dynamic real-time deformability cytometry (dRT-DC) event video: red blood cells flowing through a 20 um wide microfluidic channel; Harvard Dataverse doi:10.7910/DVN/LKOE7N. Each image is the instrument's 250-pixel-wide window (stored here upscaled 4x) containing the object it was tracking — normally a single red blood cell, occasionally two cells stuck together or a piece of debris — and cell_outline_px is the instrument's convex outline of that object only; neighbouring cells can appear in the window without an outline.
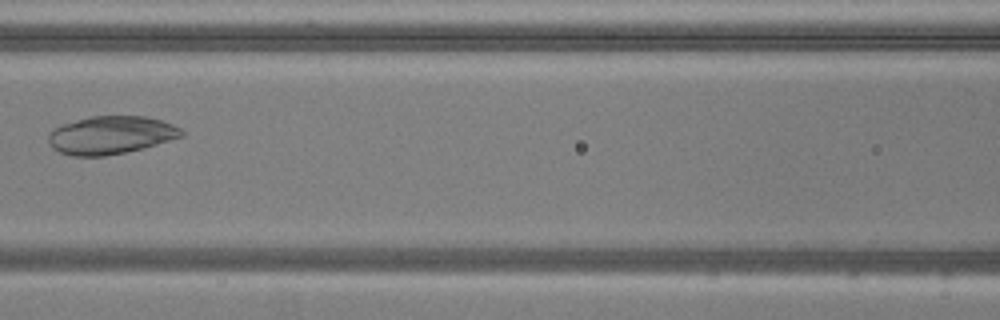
{"species": "common noctule bat (a hibernating species)", "species_latin": "Nyctalus noctula", "temperature_condition": "warm", "stored_images_in_passage": 7, "camera_frame_rate_fps": 3000, "um_per_image_px": 0.085, "animal": {"sex": "male", "body_mass_g": 20.5, "forearm_length_mm": 52.5}, "frame": {"image": 1, "passage_image": 6, "time_ms": 1.667, "image_size_px": [1000, 320], "cell_outline_px": [[184, 136], [156, 144], [124, 152], [104, 156], [72, 156], [60, 152], [52, 148], [48, 144], [48, 136], [52, 128], [60, 124], [88, 116], [144, 116], [164, 120], [180, 128], [184, 132]], "centroid_in_image_um": [9.38, 11.47], "position_along_channel_um": 157.2, "area_um2": 29.65}}
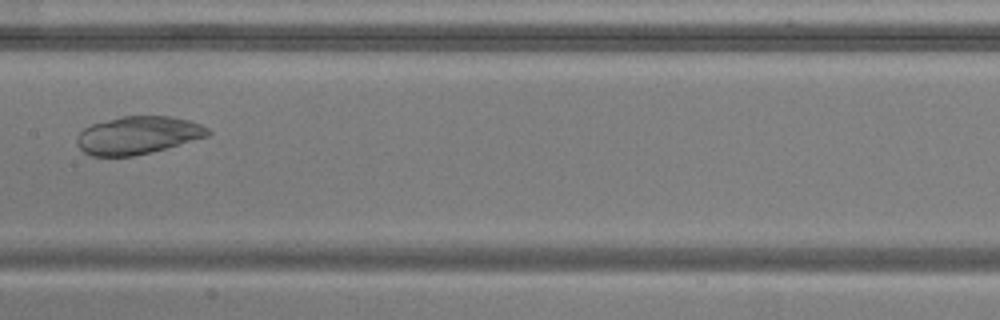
{"frame": {"image": 2, "passage_image": 7, "time_ms": 2.0, "image_size_px": [1000, 320], "cell_outline_px": [[212, 132], [208, 136], [164, 148], [132, 156], [92, 156], [84, 152], [80, 148], [76, 140], [76, 136], [84, 128], [92, 124], [120, 116], [172, 116], [192, 120], [208, 128]], "centroid_in_image_um": [11.72, 11.47], "position_along_channel_um": 195.7, "area_um2": 28.73}}